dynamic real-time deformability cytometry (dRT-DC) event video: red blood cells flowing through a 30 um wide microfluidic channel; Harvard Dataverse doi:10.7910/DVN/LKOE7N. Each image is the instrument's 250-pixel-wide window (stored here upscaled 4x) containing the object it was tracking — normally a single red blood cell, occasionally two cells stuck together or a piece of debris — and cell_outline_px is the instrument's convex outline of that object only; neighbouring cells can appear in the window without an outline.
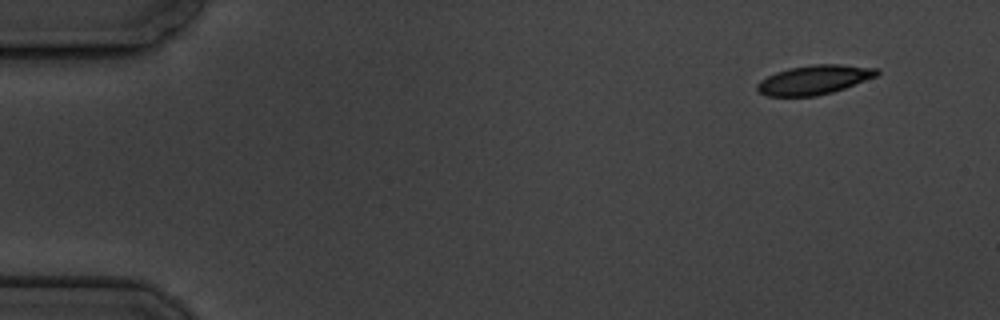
{"species": "common noctule bat (a hibernating species)", "species_latin": "Nyctalus noctula", "temperature_condition": "cold", "stored_images_in_passage": 10, "camera_frame_rate_fps": 3000, "um_per_image_px": 0.085, "animal": {"sex": "male", "body_mass_g": 19.5, "forearm_length_mm": 54.6}, "frame": {"image": 1, "passage_image": 1, "time_ms": 0.0, "image_size_px": [1000, 320], "cell_outline_px": [[880, 72], [876, 76], [844, 88], [832, 92], [816, 96], [768, 96], [760, 92], [756, 88], [756, 84], [760, 80], [776, 72], [788, 68], [812, 64], [840, 64], [880, 68]], "centroid_in_image_um": [69.21, 6.77], "position_along_channel_um": 15.8, "area_um2": 20.4}}
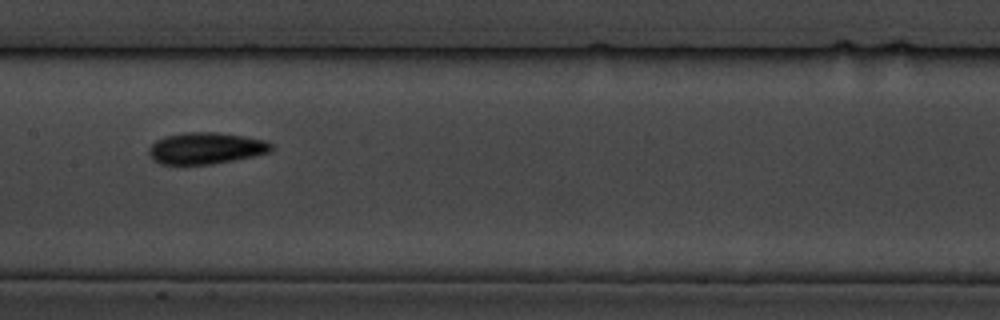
{"frame": {"image": 2, "passage_image": 8, "time_ms": 8.333, "image_size_px": [1000, 320], "cell_outline_px": [[272, 148], [268, 152], [252, 156], [212, 164], [160, 164], [152, 160], [148, 156], [148, 148], [156, 140], [164, 136], [184, 132], [216, 132], [244, 136], [264, 140], [272, 144]], "centroid_in_image_um": [17.43, 12.59], "position_along_channel_um": 190.0, "area_um2": 22.48}}
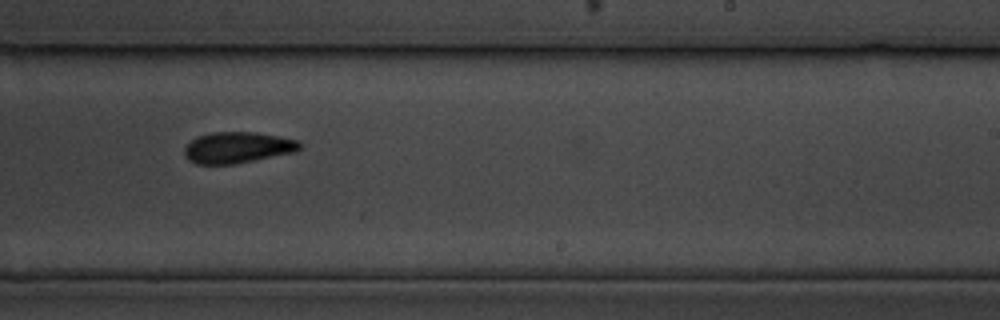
{"frame": {"image": 3, "passage_image": 10, "time_ms": 10.667, "image_size_px": [1000, 320], "cell_outline_px": [[300, 148], [296, 152], [236, 164], [196, 164], [188, 160], [184, 156], [184, 148], [196, 136], [212, 132], [256, 132], [300, 140]], "centroid_in_image_um": [20.19, 12.54], "position_along_channel_um": 268.8, "area_um2": 21.15}}